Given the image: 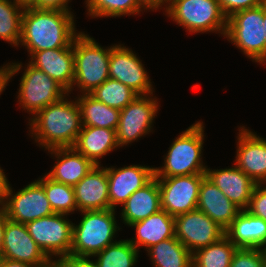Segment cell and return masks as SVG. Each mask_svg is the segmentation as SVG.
<instances>
[{"instance_id":"obj_37","label":"cell","mask_w":266,"mask_h":267,"mask_svg":"<svg viewBox=\"0 0 266 267\" xmlns=\"http://www.w3.org/2000/svg\"><path fill=\"white\" fill-rule=\"evenodd\" d=\"M225 16L229 18L234 13L259 6L266 0H218Z\"/></svg>"},{"instance_id":"obj_39","label":"cell","mask_w":266,"mask_h":267,"mask_svg":"<svg viewBox=\"0 0 266 267\" xmlns=\"http://www.w3.org/2000/svg\"><path fill=\"white\" fill-rule=\"evenodd\" d=\"M22 69L21 63H7V65L0 68V95L8 85L11 77Z\"/></svg>"},{"instance_id":"obj_17","label":"cell","mask_w":266,"mask_h":267,"mask_svg":"<svg viewBox=\"0 0 266 267\" xmlns=\"http://www.w3.org/2000/svg\"><path fill=\"white\" fill-rule=\"evenodd\" d=\"M3 258L19 261L34 267L42 265L48 257L29 235L25 224L14 222L6 216Z\"/></svg>"},{"instance_id":"obj_7","label":"cell","mask_w":266,"mask_h":267,"mask_svg":"<svg viewBox=\"0 0 266 267\" xmlns=\"http://www.w3.org/2000/svg\"><path fill=\"white\" fill-rule=\"evenodd\" d=\"M263 24V4L238 11L228 18L225 37L248 58L263 64L266 61Z\"/></svg>"},{"instance_id":"obj_42","label":"cell","mask_w":266,"mask_h":267,"mask_svg":"<svg viewBox=\"0 0 266 267\" xmlns=\"http://www.w3.org/2000/svg\"><path fill=\"white\" fill-rule=\"evenodd\" d=\"M5 227H6V214L0 209V252H2L3 248Z\"/></svg>"},{"instance_id":"obj_40","label":"cell","mask_w":266,"mask_h":267,"mask_svg":"<svg viewBox=\"0 0 266 267\" xmlns=\"http://www.w3.org/2000/svg\"><path fill=\"white\" fill-rule=\"evenodd\" d=\"M66 267H97L96 262L89 260L88 256H75L72 254L58 257Z\"/></svg>"},{"instance_id":"obj_22","label":"cell","mask_w":266,"mask_h":267,"mask_svg":"<svg viewBox=\"0 0 266 267\" xmlns=\"http://www.w3.org/2000/svg\"><path fill=\"white\" fill-rule=\"evenodd\" d=\"M48 151L57 158L53 169L46 174L54 181L74 187L95 167L74 147H58Z\"/></svg>"},{"instance_id":"obj_36","label":"cell","mask_w":266,"mask_h":267,"mask_svg":"<svg viewBox=\"0 0 266 267\" xmlns=\"http://www.w3.org/2000/svg\"><path fill=\"white\" fill-rule=\"evenodd\" d=\"M246 211L266 221V186L263 188L262 184L255 186Z\"/></svg>"},{"instance_id":"obj_24","label":"cell","mask_w":266,"mask_h":267,"mask_svg":"<svg viewBox=\"0 0 266 267\" xmlns=\"http://www.w3.org/2000/svg\"><path fill=\"white\" fill-rule=\"evenodd\" d=\"M129 226L136 228V237L129 241L138 251L141 245L148 250L163 240L175 237L174 217L163 209Z\"/></svg>"},{"instance_id":"obj_11","label":"cell","mask_w":266,"mask_h":267,"mask_svg":"<svg viewBox=\"0 0 266 267\" xmlns=\"http://www.w3.org/2000/svg\"><path fill=\"white\" fill-rule=\"evenodd\" d=\"M205 174L157 178L161 209L176 217L197 209L199 189Z\"/></svg>"},{"instance_id":"obj_26","label":"cell","mask_w":266,"mask_h":267,"mask_svg":"<svg viewBox=\"0 0 266 267\" xmlns=\"http://www.w3.org/2000/svg\"><path fill=\"white\" fill-rule=\"evenodd\" d=\"M161 210L160 190L154 177L144 187L135 191L123 204L122 220L127 226L146 219Z\"/></svg>"},{"instance_id":"obj_48","label":"cell","mask_w":266,"mask_h":267,"mask_svg":"<svg viewBox=\"0 0 266 267\" xmlns=\"http://www.w3.org/2000/svg\"><path fill=\"white\" fill-rule=\"evenodd\" d=\"M2 260H3V254H2V252H0V265L2 263Z\"/></svg>"},{"instance_id":"obj_1","label":"cell","mask_w":266,"mask_h":267,"mask_svg":"<svg viewBox=\"0 0 266 267\" xmlns=\"http://www.w3.org/2000/svg\"><path fill=\"white\" fill-rule=\"evenodd\" d=\"M73 18L68 11L25 7L19 44L27 48L30 56L38 51L69 47L79 34Z\"/></svg>"},{"instance_id":"obj_12","label":"cell","mask_w":266,"mask_h":267,"mask_svg":"<svg viewBox=\"0 0 266 267\" xmlns=\"http://www.w3.org/2000/svg\"><path fill=\"white\" fill-rule=\"evenodd\" d=\"M152 95H139L120 110V119L116 129L119 147L133 143L151 132L153 120L159 108L157 98L151 97Z\"/></svg>"},{"instance_id":"obj_6","label":"cell","mask_w":266,"mask_h":267,"mask_svg":"<svg viewBox=\"0 0 266 267\" xmlns=\"http://www.w3.org/2000/svg\"><path fill=\"white\" fill-rule=\"evenodd\" d=\"M165 11L190 33L215 31L225 37L228 18L218 0H168Z\"/></svg>"},{"instance_id":"obj_35","label":"cell","mask_w":266,"mask_h":267,"mask_svg":"<svg viewBox=\"0 0 266 267\" xmlns=\"http://www.w3.org/2000/svg\"><path fill=\"white\" fill-rule=\"evenodd\" d=\"M230 267H266V249L237 248Z\"/></svg>"},{"instance_id":"obj_27","label":"cell","mask_w":266,"mask_h":267,"mask_svg":"<svg viewBox=\"0 0 266 267\" xmlns=\"http://www.w3.org/2000/svg\"><path fill=\"white\" fill-rule=\"evenodd\" d=\"M76 100L80 108L83 126L117 129L120 119L119 109L105 105L90 94H82Z\"/></svg>"},{"instance_id":"obj_33","label":"cell","mask_w":266,"mask_h":267,"mask_svg":"<svg viewBox=\"0 0 266 267\" xmlns=\"http://www.w3.org/2000/svg\"><path fill=\"white\" fill-rule=\"evenodd\" d=\"M89 94L105 105L119 110L139 96L130 87L112 78H108Z\"/></svg>"},{"instance_id":"obj_45","label":"cell","mask_w":266,"mask_h":267,"mask_svg":"<svg viewBox=\"0 0 266 267\" xmlns=\"http://www.w3.org/2000/svg\"><path fill=\"white\" fill-rule=\"evenodd\" d=\"M8 180L6 175L3 172V169L0 168V199L3 196V192L7 186Z\"/></svg>"},{"instance_id":"obj_8","label":"cell","mask_w":266,"mask_h":267,"mask_svg":"<svg viewBox=\"0 0 266 267\" xmlns=\"http://www.w3.org/2000/svg\"><path fill=\"white\" fill-rule=\"evenodd\" d=\"M0 209L8 219L23 224L54 214L44 188L37 180L15 194L8 181L0 199Z\"/></svg>"},{"instance_id":"obj_38","label":"cell","mask_w":266,"mask_h":267,"mask_svg":"<svg viewBox=\"0 0 266 267\" xmlns=\"http://www.w3.org/2000/svg\"><path fill=\"white\" fill-rule=\"evenodd\" d=\"M70 0H36L30 7L41 10H58V11H70L68 8V2Z\"/></svg>"},{"instance_id":"obj_16","label":"cell","mask_w":266,"mask_h":267,"mask_svg":"<svg viewBox=\"0 0 266 267\" xmlns=\"http://www.w3.org/2000/svg\"><path fill=\"white\" fill-rule=\"evenodd\" d=\"M240 129L235 165L256 184H266V140L244 126Z\"/></svg>"},{"instance_id":"obj_30","label":"cell","mask_w":266,"mask_h":267,"mask_svg":"<svg viewBox=\"0 0 266 267\" xmlns=\"http://www.w3.org/2000/svg\"><path fill=\"white\" fill-rule=\"evenodd\" d=\"M44 176L37 181L43 186L53 212L66 215L74 212L77 209L74 187Z\"/></svg>"},{"instance_id":"obj_25","label":"cell","mask_w":266,"mask_h":267,"mask_svg":"<svg viewBox=\"0 0 266 267\" xmlns=\"http://www.w3.org/2000/svg\"><path fill=\"white\" fill-rule=\"evenodd\" d=\"M73 147L95 166H101L99 159L113 149L119 148L116 130L82 126Z\"/></svg>"},{"instance_id":"obj_47","label":"cell","mask_w":266,"mask_h":267,"mask_svg":"<svg viewBox=\"0 0 266 267\" xmlns=\"http://www.w3.org/2000/svg\"><path fill=\"white\" fill-rule=\"evenodd\" d=\"M263 21H264V24H263V27H264V35H265V41H266V2L263 3Z\"/></svg>"},{"instance_id":"obj_20","label":"cell","mask_w":266,"mask_h":267,"mask_svg":"<svg viewBox=\"0 0 266 267\" xmlns=\"http://www.w3.org/2000/svg\"><path fill=\"white\" fill-rule=\"evenodd\" d=\"M205 175L241 210L248 208L257 184L236 165L219 170L207 168Z\"/></svg>"},{"instance_id":"obj_9","label":"cell","mask_w":266,"mask_h":267,"mask_svg":"<svg viewBox=\"0 0 266 267\" xmlns=\"http://www.w3.org/2000/svg\"><path fill=\"white\" fill-rule=\"evenodd\" d=\"M21 77L18 101L24 110L35 115L41 109L53 104L68 92L48 74L28 63Z\"/></svg>"},{"instance_id":"obj_4","label":"cell","mask_w":266,"mask_h":267,"mask_svg":"<svg viewBox=\"0 0 266 267\" xmlns=\"http://www.w3.org/2000/svg\"><path fill=\"white\" fill-rule=\"evenodd\" d=\"M111 49L112 46L103 49L94 38L84 32H79L73 41L74 80L72 89L76 85L82 94H89L109 78Z\"/></svg>"},{"instance_id":"obj_28","label":"cell","mask_w":266,"mask_h":267,"mask_svg":"<svg viewBox=\"0 0 266 267\" xmlns=\"http://www.w3.org/2000/svg\"><path fill=\"white\" fill-rule=\"evenodd\" d=\"M155 267H193V254L176 238H168L148 250Z\"/></svg>"},{"instance_id":"obj_46","label":"cell","mask_w":266,"mask_h":267,"mask_svg":"<svg viewBox=\"0 0 266 267\" xmlns=\"http://www.w3.org/2000/svg\"><path fill=\"white\" fill-rule=\"evenodd\" d=\"M19 5L25 7H30L36 0H15Z\"/></svg>"},{"instance_id":"obj_29","label":"cell","mask_w":266,"mask_h":267,"mask_svg":"<svg viewBox=\"0 0 266 267\" xmlns=\"http://www.w3.org/2000/svg\"><path fill=\"white\" fill-rule=\"evenodd\" d=\"M237 247L223 236L217 242L193 253V267H230Z\"/></svg>"},{"instance_id":"obj_23","label":"cell","mask_w":266,"mask_h":267,"mask_svg":"<svg viewBox=\"0 0 266 267\" xmlns=\"http://www.w3.org/2000/svg\"><path fill=\"white\" fill-rule=\"evenodd\" d=\"M225 236L237 248L266 249V221L241 210L225 230Z\"/></svg>"},{"instance_id":"obj_19","label":"cell","mask_w":266,"mask_h":267,"mask_svg":"<svg viewBox=\"0 0 266 267\" xmlns=\"http://www.w3.org/2000/svg\"><path fill=\"white\" fill-rule=\"evenodd\" d=\"M74 191L78 211L110 209L106 167L95 166L74 186Z\"/></svg>"},{"instance_id":"obj_13","label":"cell","mask_w":266,"mask_h":267,"mask_svg":"<svg viewBox=\"0 0 266 267\" xmlns=\"http://www.w3.org/2000/svg\"><path fill=\"white\" fill-rule=\"evenodd\" d=\"M175 237L193 254L225 236V230L200 210L174 217Z\"/></svg>"},{"instance_id":"obj_5","label":"cell","mask_w":266,"mask_h":267,"mask_svg":"<svg viewBox=\"0 0 266 267\" xmlns=\"http://www.w3.org/2000/svg\"><path fill=\"white\" fill-rule=\"evenodd\" d=\"M80 223L72 228V245L70 254L92 257L105 247L116 242L113 238L117 230L115 210L82 211Z\"/></svg>"},{"instance_id":"obj_14","label":"cell","mask_w":266,"mask_h":267,"mask_svg":"<svg viewBox=\"0 0 266 267\" xmlns=\"http://www.w3.org/2000/svg\"><path fill=\"white\" fill-rule=\"evenodd\" d=\"M136 53L121 44L113 45L109 59V78L130 87L138 95L153 94L151 80Z\"/></svg>"},{"instance_id":"obj_10","label":"cell","mask_w":266,"mask_h":267,"mask_svg":"<svg viewBox=\"0 0 266 267\" xmlns=\"http://www.w3.org/2000/svg\"><path fill=\"white\" fill-rule=\"evenodd\" d=\"M65 215L54 213L25 224L29 235L48 258L71 252L73 223L65 219Z\"/></svg>"},{"instance_id":"obj_32","label":"cell","mask_w":266,"mask_h":267,"mask_svg":"<svg viewBox=\"0 0 266 267\" xmlns=\"http://www.w3.org/2000/svg\"><path fill=\"white\" fill-rule=\"evenodd\" d=\"M24 7L15 0H0V38L19 46Z\"/></svg>"},{"instance_id":"obj_3","label":"cell","mask_w":266,"mask_h":267,"mask_svg":"<svg viewBox=\"0 0 266 267\" xmlns=\"http://www.w3.org/2000/svg\"><path fill=\"white\" fill-rule=\"evenodd\" d=\"M203 129V122L198 121L174 139L165 155L164 165L154 167L156 178L205 174L207 167L201 160L204 143Z\"/></svg>"},{"instance_id":"obj_41","label":"cell","mask_w":266,"mask_h":267,"mask_svg":"<svg viewBox=\"0 0 266 267\" xmlns=\"http://www.w3.org/2000/svg\"><path fill=\"white\" fill-rule=\"evenodd\" d=\"M140 3L146 8V10H157L165 3L168 4V0H139Z\"/></svg>"},{"instance_id":"obj_2","label":"cell","mask_w":266,"mask_h":267,"mask_svg":"<svg viewBox=\"0 0 266 267\" xmlns=\"http://www.w3.org/2000/svg\"><path fill=\"white\" fill-rule=\"evenodd\" d=\"M29 121L31 136L34 134L35 141L47 150L73 147L83 126L77 100L65 97L41 109Z\"/></svg>"},{"instance_id":"obj_34","label":"cell","mask_w":266,"mask_h":267,"mask_svg":"<svg viewBox=\"0 0 266 267\" xmlns=\"http://www.w3.org/2000/svg\"><path fill=\"white\" fill-rule=\"evenodd\" d=\"M86 4L92 18L130 16L146 9L139 0H86Z\"/></svg>"},{"instance_id":"obj_21","label":"cell","mask_w":266,"mask_h":267,"mask_svg":"<svg viewBox=\"0 0 266 267\" xmlns=\"http://www.w3.org/2000/svg\"><path fill=\"white\" fill-rule=\"evenodd\" d=\"M197 210L204 212L224 230L230 226L241 211L207 177L202 180L200 185Z\"/></svg>"},{"instance_id":"obj_15","label":"cell","mask_w":266,"mask_h":267,"mask_svg":"<svg viewBox=\"0 0 266 267\" xmlns=\"http://www.w3.org/2000/svg\"><path fill=\"white\" fill-rule=\"evenodd\" d=\"M110 209L123 205L138 189L148 184L154 177L153 167L130 165L121 168H107Z\"/></svg>"},{"instance_id":"obj_31","label":"cell","mask_w":266,"mask_h":267,"mask_svg":"<svg viewBox=\"0 0 266 267\" xmlns=\"http://www.w3.org/2000/svg\"><path fill=\"white\" fill-rule=\"evenodd\" d=\"M138 253L130 241L124 239L110 244L93 257H98L95 261L97 267H133L137 262Z\"/></svg>"},{"instance_id":"obj_18","label":"cell","mask_w":266,"mask_h":267,"mask_svg":"<svg viewBox=\"0 0 266 267\" xmlns=\"http://www.w3.org/2000/svg\"><path fill=\"white\" fill-rule=\"evenodd\" d=\"M30 57L29 63L59 83L68 92V96L74 80L73 44L66 48L34 52Z\"/></svg>"},{"instance_id":"obj_44","label":"cell","mask_w":266,"mask_h":267,"mask_svg":"<svg viewBox=\"0 0 266 267\" xmlns=\"http://www.w3.org/2000/svg\"><path fill=\"white\" fill-rule=\"evenodd\" d=\"M39 267H66L65 264L58 259L57 261H53L52 258H48L42 265Z\"/></svg>"},{"instance_id":"obj_43","label":"cell","mask_w":266,"mask_h":267,"mask_svg":"<svg viewBox=\"0 0 266 267\" xmlns=\"http://www.w3.org/2000/svg\"><path fill=\"white\" fill-rule=\"evenodd\" d=\"M0 267H34L29 264L3 258Z\"/></svg>"}]
</instances>
